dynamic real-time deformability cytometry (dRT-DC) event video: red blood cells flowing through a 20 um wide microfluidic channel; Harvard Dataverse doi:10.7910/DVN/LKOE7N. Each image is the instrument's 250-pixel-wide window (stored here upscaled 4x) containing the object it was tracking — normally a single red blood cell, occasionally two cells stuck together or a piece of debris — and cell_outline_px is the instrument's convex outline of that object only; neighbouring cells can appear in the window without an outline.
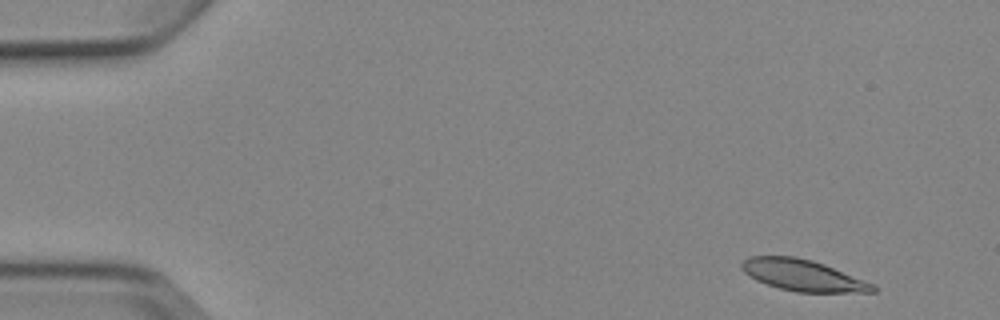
{"species": "Egyptian fruit bat (a non-hibernating species)", "species_latin": "Rousettus aegyptiacus", "temperature_condition": "cold", "stored_images_in_passage": 4, "camera_frame_rate_fps": 3000, "um_per_image_px": 0.085, "animal": {"sex": "female"}, "frame": {"image": 1, "passage_image": 1, "time_ms": 0.0, "image_size_px": [1000, 320], "cell_outline_px": [[876, 292], [796, 292], [780, 288], [756, 280], [744, 272], [740, 268], [740, 264], [748, 256], [796, 256], [812, 260], [824, 264], [872, 284], [876, 288]], "centroid_in_image_um": [68.18, 23.39], "position_along_channel_um": 16.8, "area_um2": 23.64}}
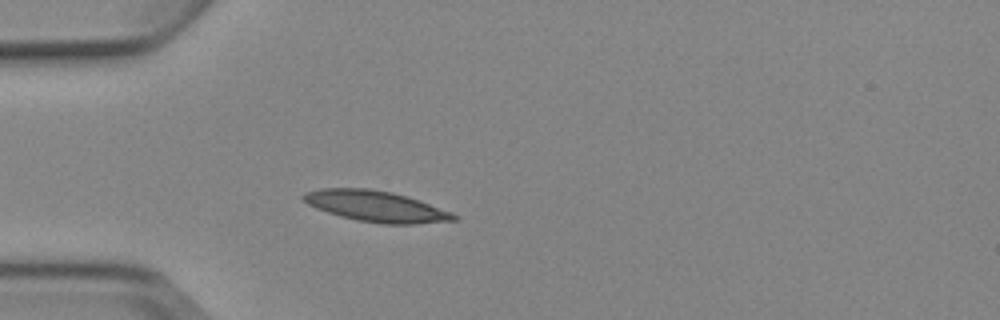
{"frame": {"image": 2, "passage_image": 4, "time_ms": 3.667, "image_size_px": [1000, 320], "cell_outline_px": [[460, 220], [416, 224], [384, 224], [356, 220], [340, 216], [316, 208], [300, 200], [300, 196], [304, 192], [320, 188], [368, 188], [392, 192], [452, 212], [460, 216]], "centroid_in_image_um": [31.93, 17.54], "position_along_channel_um": 53.1, "area_um2": 27.17}}